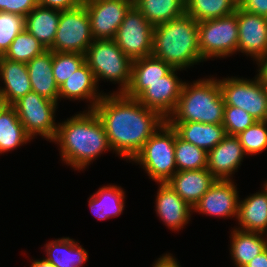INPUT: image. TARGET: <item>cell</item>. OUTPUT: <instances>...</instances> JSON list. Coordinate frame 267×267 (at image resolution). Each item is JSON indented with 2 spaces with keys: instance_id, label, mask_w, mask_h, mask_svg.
<instances>
[{
  "instance_id": "83f0119b",
  "label": "cell",
  "mask_w": 267,
  "mask_h": 267,
  "mask_svg": "<svg viewBox=\"0 0 267 267\" xmlns=\"http://www.w3.org/2000/svg\"><path fill=\"white\" fill-rule=\"evenodd\" d=\"M31 140L15 109L6 105L0 111V154L17 149Z\"/></svg>"
},
{
  "instance_id": "f546056e",
  "label": "cell",
  "mask_w": 267,
  "mask_h": 267,
  "mask_svg": "<svg viewBox=\"0 0 267 267\" xmlns=\"http://www.w3.org/2000/svg\"><path fill=\"white\" fill-rule=\"evenodd\" d=\"M185 6L186 14L200 22L234 13L238 0H185Z\"/></svg>"
},
{
  "instance_id": "5bb4252c",
  "label": "cell",
  "mask_w": 267,
  "mask_h": 267,
  "mask_svg": "<svg viewBox=\"0 0 267 267\" xmlns=\"http://www.w3.org/2000/svg\"><path fill=\"white\" fill-rule=\"evenodd\" d=\"M234 183L233 180H216L193 206V212L216 218L237 219L240 197Z\"/></svg>"
},
{
  "instance_id": "277c9868",
  "label": "cell",
  "mask_w": 267,
  "mask_h": 267,
  "mask_svg": "<svg viewBox=\"0 0 267 267\" xmlns=\"http://www.w3.org/2000/svg\"><path fill=\"white\" fill-rule=\"evenodd\" d=\"M224 107L217 77L197 79L192 83L185 81L176 108L166 121L222 125Z\"/></svg>"
},
{
  "instance_id": "e575fe53",
  "label": "cell",
  "mask_w": 267,
  "mask_h": 267,
  "mask_svg": "<svg viewBox=\"0 0 267 267\" xmlns=\"http://www.w3.org/2000/svg\"><path fill=\"white\" fill-rule=\"evenodd\" d=\"M237 138L247 156L262 153L267 149V121H256Z\"/></svg>"
},
{
  "instance_id": "4fadbf2b",
  "label": "cell",
  "mask_w": 267,
  "mask_h": 267,
  "mask_svg": "<svg viewBox=\"0 0 267 267\" xmlns=\"http://www.w3.org/2000/svg\"><path fill=\"white\" fill-rule=\"evenodd\" d=\"M94 40L114 39L133 0H84Z\"/></svg>"
},
{
  "instance_id": "1f68e13d",
  "label": "cell",
  "mask_w": 267,
  "mask_h": 267,
  "mask_svg": "<svg viewBox=\"0 0 267 267\" xmlns=\"http://www.w3.org/2000/svg\"><path fill=\"white\" fill-rule=\"evenodd\" d=\"M45 50L47 49L44 45L24 29L12 41L3 57L12 61L28 63Z\"/></svg>"
},
{
  "instance_id": "ee69618b",
  "label": "cell",
  "mask_w": 267,
  "mask_h": 267,
  "mask_svg": "<svg viewBox=\"0 0 267 267\" xmlns=\"http://www.w3.org/2000/svg\"><path fill=\"white\" fill-rule=\"evenodd\" d=\"M30 267H56L52 263L48 262L44 258L33 260Z\"/></svg>"
},
{
  "instance_id": "8d00e7d4",
  "label": "cell",
  "mask_w": 267,
  "mask_h": 267,
  "mask_svg": "<svg viewBox=\"0 0 267 267\" xmlns=\"http://www.w3.org/2000/svg\"><path fill=\"white\" fill-rule=\"evenodd\" d=\"M255 122L256 120L249 113L240 108L234 106L224 107L222 125L228 135L237 136Z\"/></svg>"
},
{
  "instance_id": "836d02e7",
  "label": "cell",
  "mask_w": 267,
  "mask_h": 267,
  "mask_svg": "<svg viewBox=\"0 0 267 267\" xmlns=\"http://www.w3.org/2000/svg\"><path fill=\"white\" fill-rule=\"evenodd\" d=\"M85 62L86 57L82 53L52 51V73L57 85L60 87Z\"/></svg>"
},
{
  "instance_id": "9c48e42d",
  "label": "cell",
  "mask_w": 267,
  "mask_h": 267,
  "mask_svg": "<svg viewBox=\"0 0 267 267\" xmlns=\"http://www.w3.org/2000/svg\"><path fill=\"white\" fill-rule=\"evenodd\" d=\"M218 81L225 106L240 108L256 121H267V90L256 75L253 79L228 76Z\"/></svg>"
},
{
  "instance_id": "7bdbcfd3",
  "label": "cell",
  "mask_w": 267,
  "mask_h": 267,
  "mask_svg": "<svg viewBox=\"0 0 267 267\" xmlns=\"http://www.w3.org/2000/svg\"><path fill=\"white\" fill-rule=\"evenodd\" d=\"M244 267H267V248L263 252L255 256Z\"/></svg>"
},
{
  "instance_id": "d590c367",
  "label": "cell",
  "mask_w": 267,
  "mask_h": 267,
  "mask_svg": "<svg viewBox=\"0 0 267 267\" xmlns=\"http://www.w3.org/2000/svg\"><path fill=\"white\" fill-rule=\"evenodd\" d=\"M24 29V16L0 11V56L5 54L12 41Z\"/></svg>"
},
{
  "instance_id": "4316f807",
  "label": "cell",
  "mask_w": 267,
  "mask_h": 267,
  "mask_svg": "<svg viewBox=\"0 0 267 267\" xmlns=\"http://www.w3.org/2000/svg\"><path fill=\"white\" fill-rule=\"evenodd\" d=\"M125 195L121 186L104 185L88 198L90 211L100 221L118 217L123 213L125 207Z\"/></svg>"
},
{
  "instance_id": "cb8c5ba5",
  "label": "cell",
  "mask_w": 267,
  "mask_h": 267,
  "mask_svg": "<svg viewBox=\"0 0 267 267\" xmlns=\"http://www.w3.org/2000/svg\"><path fill=\"white\" fill-rule=\"evenodd\" d=\"M177 135L208 152L217 146L227 135L221 124H204L200 122L169 123Z\"/></svg>"
},
{
  "instance_id": "30bf717a",
  "label": "cell",
  "mask_w": 267,
  "mask_h": 267,
  "mask_svg": "<svg viewBox=\"0 0 267 267\" xmlns=\"http://www.w3.org/2000/svg\"><path fill=\"white\" fill-rule=\"evenodd\" d=\"M11 106L32 139L38 135L50 142L54 140L58 130V124L55 122L58 102L30 91Z\"/></svg>"
},
{
  "instance_id": "2e32d148",
  "label": "cell",
  "mask_w": 267,
  "mask_h": 267,
  "mask_svg": "<svg viewBox=\"0 0 267 267\" xmlns=\"http://www.w3.org/2000/svg\"><path fill=\"white\" fill-rule=\"evenodd\" d=\"M245 155L237 136L227 134L208 151L207 169L217 180H232V174L238 171Z\"/></svg>"
},
{
  "instance_id": "8992f818",
  "label": "cell",
  "mask_w": 267,
  "mask_h": 267,
  "mask_svg": "<svg viewBox=\"0 0 267 267\" xmlns=\"http://www.w3.org/2000/svg\"><path fill=\"white\" fill-rule=\"evenodd\" d=\"M146 171L149 179L166 183L176 172L175 129L165 121L133 158Z\"/></svg>"
},
{
  "instance_id": "3957f363",
  "label": "cell",
  "mask_w": 267,
  "mask_h": 267,
  "mask_svg": "<svg viewBox=\"0 0 267 267\" xmlns=\"http://www.w3.org/2000/svg\"><path fill=\"white\" fill-rule=\"evenodd\" d=\"M151 55L181 70L203 62L199 49L198 22L185 13L155 25Z\"/></svg>"
},
{
  "instance_id": "e0dca14e",
  "label": "cell",
  "mask_w": 267,
  "mask_h": 267,
  "mask_svg": "<svg viewBox=\"0 0 267 267\" xmlns=\"http://www.w3.org/2000/svg\"><path fill=\"white\" fill-rule=\"evenodd\" d=\"M157 184L159 186L155 196L156 214L170 230L179 232L189 223L193 207L184 201L167 182Z\"/></svg>"
},
{
  "instance_id": "44dd1931",
  "label": "cell",
  "mask_w": 267,
  "mask_h": 267,
  "mask_svg": "<svg viewBox=\"0 0 267 267\" xmlns=\"http://www.w3.org/2000/svg\"><path fill=\"white\" fill-rule=\"evenodd\" d=\"M262 186L261 191L239 200L237 229L267 235V187Z\"/></svg>"
},
{
  "instance_id": "60d3db41",
  "label": "cell",
  "mask_w": 267,
  "mask_h": 267,
  "mask_svg": "<svg viewBox=\"0 0 267 267\" xmlns=\"http://www.w3.org/2000/svg\"><path fill=\"white\" fill-rule=\"evenodd\" d=\"M174 257L171 253L160 255V258L158 257L152 267H181Z\"/></svg>"
},
{
  "instance_id": "f1b7e54d",
  "label": "cell",
  "mask_w": 267,
  "mask_h": 267,
  "mask_svg": "<svg viewBox=\"0 0 267 267\" xmlns=\"http://www.w3.org/2000/svg\"><path fill=\"white\" fill-rule=\"evenodd\" d=\"M135 7L153 25L168 22L186 13L185 0H133Z\"/></svg>"
},
{
  "instance_id": "f6af8a7d",
  "label": "cell",
  "mask_w": 267,
  "mask_h": 267,
  "mask_svg": "<svg viewBox=\"0 0 267 267\" xmlns=\"http://www.w3.org/2000/svg\"><path fill=\"white\" fill-rule=\"evenodd\" d=\"M6 105L0 101V111L5 107Z\"/></svg>"
},
{
  "instance_id": "ba28073f",
  "label": "cell",
  "mask_w": 267,
  "mask_h": 267,
  "mask_svg": "<svg viewBox=\"0 0 267 267\" xmlns=\"http://www.w3.org/2000/svg\"><path fill=\"white\" fill-rule=\"evenodd\" d=\"M198 39L204 61L236 54L238 45L237 8L228 16L198 22Z\"/></svg>"
},
{
  "instance_id": "d4e9b609",
  "label": "cell",
  "mask_w": 267,
  "mask_h": 267,
  "mask_svg": "<svg viewBox=\"0 0 267 267\" xmlns=\"http://www.w3.org/2000/svg\"><path fill=\"white\" fill-rule=\"evenodd\" d=\"M59 19L60 10L37 5L25 17V29L46 49H50L53 46Z\"/></svg>"
},
{
  "instance_id": "74e56055",
  "label": "cell",
  "mask_w": 267,
  "mask_h": 267,
  "mask_svg": "<svg viewBox=\"0 0 267 267\" xmlns=\"http://www.w3.org/2000/svg\"><path fill=\"white\" fill-rule=\"evenodd\" d=\"M37 5V0H0V11L26 17Z\"/></svg>"
},
{
  "instance_id": "ac0fdd59",
  "label": "cell",
  "mask_w": 267,
  "mask_h": 267,
  "mask_svg": "<svg viewBox=\"0 0 267 267\" xmlns=\"http://www.w3.org/2000/svg\"><path fill=\"white\" fill-rule=\"evenodd\" d=\"M98 85L92 70L85 62L59 87V100H87L88 110H93L105 92L98 90ZM103 92V93H102Z\"/></svg>"
},
{
  "instance_id": "5b68a950",
  "label": "cell",
  "mask_w": 267,
  "mask_h": 267,
  "mask_svg": "<svg viewBox=\"0 0 267 267\" xmlns=\"http://www.w3.org/2000/svg\"><path fill=\"white\" fill-rule=\"evenodd\" d=\"M85 57L98 86L100 80L119 83L118 90L113 93H125L131 82L133 61L113 39L94 40L88 47Z\"/></svg>"
},
{
  "instance_id": "4dcf8cb0",
  "label": "cell",
  "mask_w": 267,
  "mask_h": 267,
  "mask_svg": "<svg viewBox=\"0 0 267 267\" xmlns=\"http://www.w3.org/2000/svg\"><path fill=\"white\" fill-rule=\"evenodd\" d=\"M208 152L181 139L175 130V163L177 171L207 168Z\"/></svg>"
},
{
  "instance_id": "d6a6232c",
  "label": "cell",
  "mask_w": 267,
  "mask_h": 267,
  "mask_svg": "<svg viewBox=\"0 0 267 267\" xmlns=\"http://www.w3.org/2000/svg\"><path fill=\"white\" fill-rule=\"evenodd\" d=\"M173 67L153 55L133 60L131 82H155L167 75Z\"/></svg>"
},
{
  "instance_id": "9a60e30c",
  "label": "cell",
  "mask_w": 267,
  "mask_h": 267,
  "mask_svg": "<svg viewBox=\"0 0 267 267\" xmlns=\"http://www.w3.org/2000/svg\"><path fill=\"white\" fill-rule=\"evenodd\" d=\"M237 53L257 61L267 52V17L249 13L237 6Z\"/></svg>"
},
{
  "instance_id": "8fae6325",
  "label": "cell",
  "mask_w": 267,
  "mask_h": 267,
  "mask_svg": "<svg viewBox=\"0 0 267 267\" xmlns=\"http://www.w3.org/2000/svg\"><path fill=\"white\" fill-rule=\"evenodd\" d=\"M93 41L90 19L84 4L74 9L60 10L56 36L50 50L85 55Z\"/></svg>"
},
{
  "instance_id": "52a82bcc",
  "label": "cell",
  "mask_w": 267,
  "mask_h": 267,
  "mask_svg": "<svg viewBox=\"0 0 267 267\" xmlns=\"http://www.w3.org/2000/svg\"><path fill=\"white\" fill-rule=\"evenodd\" d=\"M177 71L182 70L173 68L155 82H130L124 94L136 98L145 107L158 112L167 120L176 108L185 83L178 78Z\"/></svg>"
},
{
  "instance_id": "7c38bea8",
  "label": "cell",
  "mask_w": 267,
  "mask_h": 267,
  "mask_svg": "<svg viewBox=\"0 0 267 267\" xmlns=\"http://www.w3.org/2000/svg\"><path fill=\"white\" fill-rule=\"evenodd\" d=\"M154 26L133 5L117 29L115 43L132 61L152 54Z\"/></svg>"
},
{
  "instance_id": "ffe728a7",
  "label": "cell",
  "mask_w": 267,
  "mask_h": 267,
  "mask_svg": "<svg viewBox=\"0 0 267 267\" xmlns=\"http://www.w3.org/2000/svg\"><path fill=\"white\" fill-rule=\"evenodd\" d=\"M216 180L206 168L177 171L167 183L184 201L193 207Z\"/></svg>"
},
{
  "instance_id": "f35d334b",
  "label": "cell",
  "mask_w": 267,
  "mask_h": 267,
  "mask_svg": "<svg viewBox=\"0 0 267 267\" xmlns=\"http://www.w3.org/2000/svg\"><path fill=\"white\" fill-rule=\"evenodd\" d=\"M39 6L58 10H70L81 6L84 0H37Z\"/></svg>"
},
{
  "instance_id": "603a6c76",
  "label": "cell",
  "mask_w": 267,
  "mask_h": 267,
  "mask_svg": "<svg viewBox=\"0 0 267 267\" xmlns=\"http://www.w3.org/2000/svg\"><path fill=\"white\" fill-rule=\"evenodd\" d=\"M230 255L235 267H244L267 248V235L244 231L237 227L230 231ZM266 236V237H265Z\"/></svg>"
},
{
  "instance_id": "6da1fadb",
  "label": "cell",
  "mask_w": 267,
  "mask_h": 267,
  "mask_svg": "<svg viewBox=\"0 0 267 267\" xmlns=\"http://www.w3.org/2000/svg\"><path fill=\"white\" fill-rule=\"evenodd\" d=\"M108 93L93 110L103 124L113 153L131 162L166 119L136 98Z\"/></svg>"
},
{
  "instance_id": "484cf974",
  "label": "cell",
  "mask_w": 267,
  "mask_h": 267,
  "mask_svg": "<svg viewBox=\"0 0 267 267\" xmlns=\"http://www.w3.org/2000/svg\"><path fill=\"white\" fill-rule=\"evenodd\" d=\"M44 246L47 256L44 259L56 267H83L88 261V252L73 238L55 239Z\"/></svg>"
},
{
  "instance_id": "bcb514c9",
  "label": "cell",
  "mask_w": 267,
  "mask_h": 267,
  "mask_svg": "<svg viewBox=\"0 0 267 267\" xmlns=\"http://www.w3.org/2000/svg\"><path fill=\"white\" fill-rule=\"evenodd\" d=\"M264 84H265V87H266V90H267V81H266V82H264Z\"/></svg>"
},
{
  "instance_id": "7402d4cb",
  "label": "cell",
  "mask_w": 267,
  "mask_h": 267,
  "mask_svg": "<svg viewBox=\"0 0 267 267\" xmlns=\"http://www.w3.org/2000/svg\"><path fill=\"white\" fill-rule=\"evenodd\" d=\"M32 91L51 101H59V86L52 73V50L47 49L26 63Z\"/></svg>"
},
{
  "instance_id": "b9f144b4",
  "label": "cell",
  "mask_w": 267,
  "mask_h": 267,
  "mask_svg": "<svg viewBox=\"0 0 267 267\" xmlns=\"http://www.w3.org/2000/svg\"><path fill=\"white\" fill-rule=\"evenodd\" d=\"M256 64L258 65L256 76L264 83L267 81V52L256 61Z\"/></svg>"
},
{
  "instance_id": "7a4b0ae2",
  "label": "cell",
  "mask_w": 267,
  "mask_h": 267,
  "mask_svg": "<svg viewBox=\"0 0 267 267\" xmlns=\"http://www.w3.org/2000/svg\"><path fill=\"white\" fill-rule=\"evenodd\" d=\"M52 142L60 147L62 162L78 171H83L105 151H112L102 122L94 110L88 109L59 122Z\"/></svg>"
},
{
  "instance_id": "d6986e66",
  "label": "cell",
  "mask_w": 267,
  "mask_h": 267,
  "mask_svg": "<svg viewBox=\"0 0 267 267\" xmlns=\"http://www.w3.org/2000/svg\"><path fill=\"white\" fill-rule=\"evenodd\" d=\"M0 101L12 105L19 98L32 91L26 63L0 56Z\"/></svg>"
},
{
  "instance_id": "ab89813d",
  "label": "cell",
  "mask_w": 267,
  "mask_h": 267,
  "mask_svg": "<svg viewBox=\"0 0 267 267\" xmlns=\"http://www.w3.org/2000/svg\"><path fill=\"white\" fill-rule=\"evenodd\" d=\"M238 6L249 13L267 17V0H238Z\"/></svg>"
}]
</instances>
